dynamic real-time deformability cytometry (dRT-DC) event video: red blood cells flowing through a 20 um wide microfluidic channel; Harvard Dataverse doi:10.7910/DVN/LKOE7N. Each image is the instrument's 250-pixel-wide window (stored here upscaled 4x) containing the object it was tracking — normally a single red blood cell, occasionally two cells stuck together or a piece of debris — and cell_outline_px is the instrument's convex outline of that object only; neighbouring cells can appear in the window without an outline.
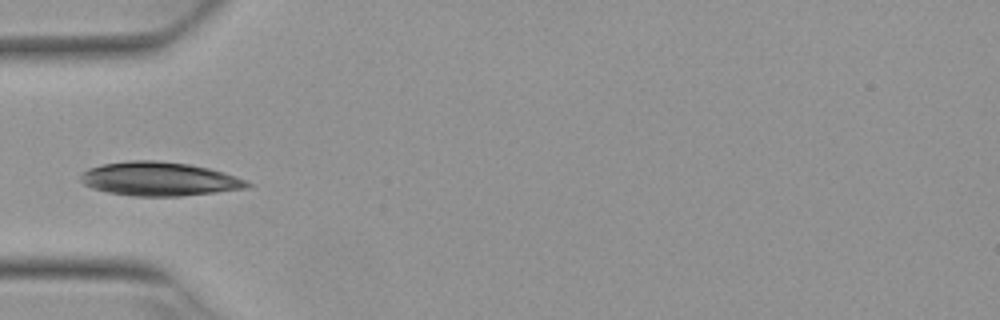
{"species": "Egyptian fruit bat (a non-hibernating species)", "species_latin": "Rousettus aegyptiacus", "temperature_condition": "warm", "stored_images_in_passage": 4, "camera_frame_rate_fps": 3000, "um_per_image_px": 0.085, "animal": {"sex": "female"}, "frame": {"image": 1, "passage_image": 4, "time_ms": 1.0, "image_size_px": [1000, 320], "cell_outline_px": [[252, 188], [180, 196], [132, 196], [108, 192], [92, 188], [84, 184], [80, 180], [80, 176], [88, 168], [100, 164], [128, 160], [156, 160], [188, 164], [208, 168], [224, 172], [236, 176], [252, 184]], "centroid_in_image_um": [13.54, 15.21], "position_along_channel_um": 71.5, "area_um2": 33.0}}